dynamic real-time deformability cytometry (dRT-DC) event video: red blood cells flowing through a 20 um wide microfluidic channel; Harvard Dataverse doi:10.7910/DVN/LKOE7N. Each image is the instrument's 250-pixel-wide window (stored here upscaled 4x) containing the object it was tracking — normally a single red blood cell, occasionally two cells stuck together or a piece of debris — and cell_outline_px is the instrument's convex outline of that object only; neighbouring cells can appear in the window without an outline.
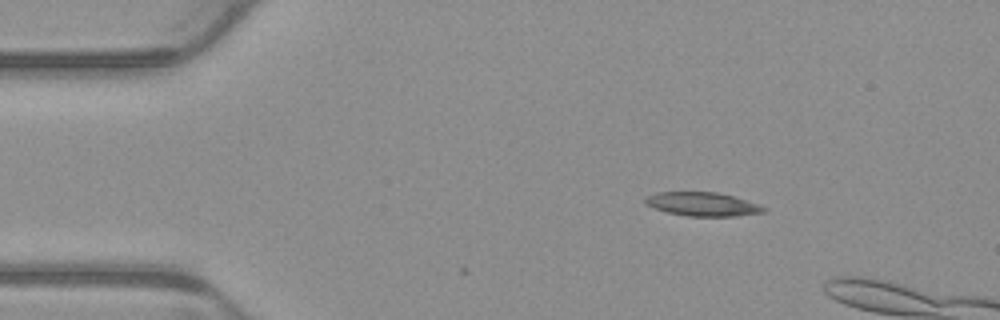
{"species": "common noctule bat (a hibernating species)", "species_latin": "Nyctalus noctula", "temperature_condition": "warm", "stored_images_in_passage": 4, "camera_frame_rate_fps": 3000, "um_per_image_px": 0.085, "animal": {"sex": "male", "body_mass_g": 23.1, "forearm_length_mm": 52.7}, "frame": {"image": 1, "passage_image": 1, "time_ms": 0.0, "image_size_px": [1000, 320], "cell_outline_px": [[768, 212], [736, 216], [688, 216], [668, 212], [644, 204], [644, 196], [656, 192], [716, 192], [732, 196], [760, 204], [768, 208]], "centroid_in_image_um": [59.74, 17.35], "position_along_channel_um": 25.3, "area_um2": 16.53}}